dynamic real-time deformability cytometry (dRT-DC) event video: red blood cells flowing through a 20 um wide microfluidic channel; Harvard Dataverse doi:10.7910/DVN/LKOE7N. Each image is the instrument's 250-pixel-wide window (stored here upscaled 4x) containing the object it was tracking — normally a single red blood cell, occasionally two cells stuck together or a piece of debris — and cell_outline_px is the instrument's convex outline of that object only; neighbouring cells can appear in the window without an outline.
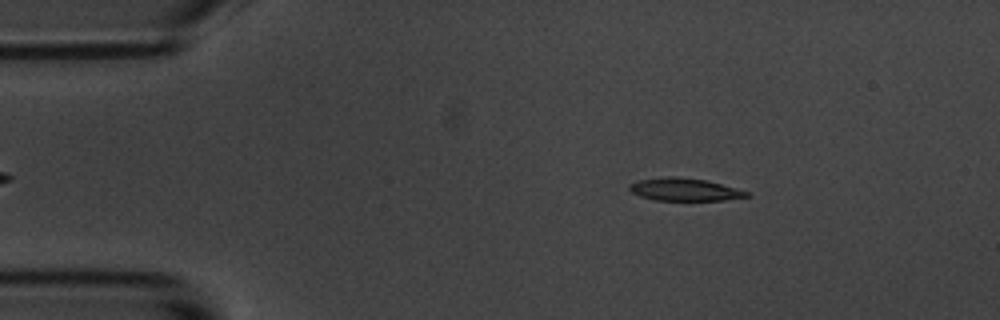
{"species": "common noctule bat (a hibernating species)", "species_latin": "Nyctalus noctula", "temperature_condition": "room temperature", "stored_images_in_passage": 54, "camera_frame_rate_fps": 3000, "um_per_image_px": 0.085, "animal": {"sex": "male", "body_mass_g": 20.1, "forearm_length_mm": 53.5}, "frame": {"image": 1, "passage_image": 7, "time_ms": 2.0, "image_size_px": [1000, 320], "cell_outline_px": [[752, 196], [724, 200], [656, 200], [640, 196], [632, 192], [628, 188], [628, 184], [640, 180], [668, 176], [676, 176], [708, 180], [752, 192]], "centroid_in_image_um": [58.25, 16.1], "position_along_channel_um": 26.7, "area_um2": 15.66}}
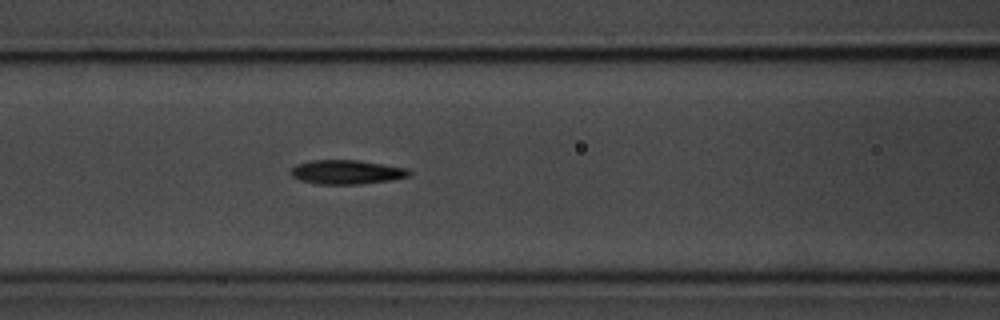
{"frame": {"image": 2, "passage_image": 21, "time_ms": 6.667, "image_size_px": [1000, 320], "cell_outline_px": [[412, 172], [408, 176], [392, 180], [360, 184], [316, 184], [300, 180], [292, 176], [292, 168], [296, 164], [312, 160], [360, 160], [408, 168]], "centroid_in_image_um": [29.49, 14.62], "position_along_channel_um": 137.1, "area_um2": 16.7}}
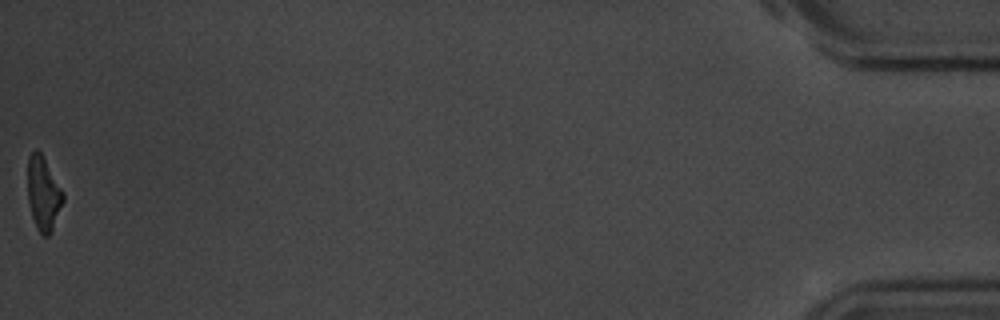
{"frame": {"image": 3, "passage_image": 54, "time_ms": 17.667, "image_size_px": [1000, 320], "cell_outline_px": [[64, 200], [52, 228], [48, 236], [44, 236], [36, 228], [28, 204], [28, 156], [36, 148], [40, 152], [64, 192]], "centroid_in_image_um": [3.67, 16.44], "position_along_channel_um": 431.5, "area_um2": 15.03}, "authors_computed_cell_mechanics": {"area_um2": 16.184, "velocity_mm_per_s": 3.5826, "shape_relaxation_time_tau1_ms": 2.5321, "shape_relaxation_time_tau2_ms": 4.6992, "deformation_change_tau1": 0.1497, "deformation_change_tau2": 0.1479}}